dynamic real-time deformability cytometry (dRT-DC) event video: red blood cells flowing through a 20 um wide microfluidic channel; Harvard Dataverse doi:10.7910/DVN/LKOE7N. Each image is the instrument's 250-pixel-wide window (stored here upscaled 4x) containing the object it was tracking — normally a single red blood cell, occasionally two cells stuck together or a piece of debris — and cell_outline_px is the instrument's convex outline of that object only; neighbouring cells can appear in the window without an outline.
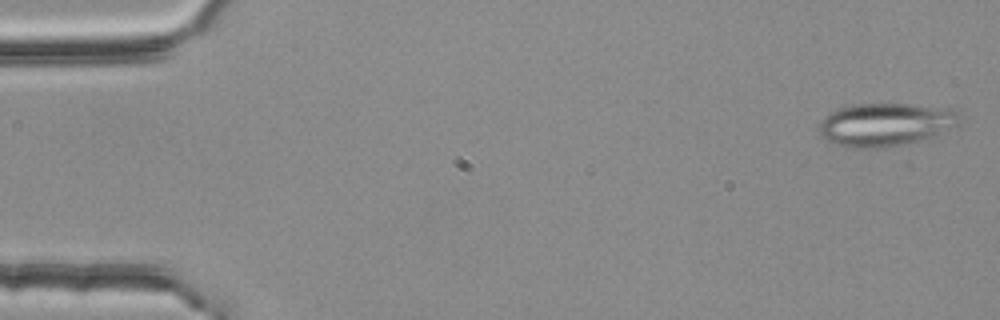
{"species": "common noctule bat (a hibernating species)", "species_latin": "Nyctalus noctula", "temperature_condition": "room temperature", "stored_images_in_passage": 5, "segment_of_instrument_passage": [1, 2], "camera_frame_rate_fps": 3000, "um_per_image_px": 0.085, "animal": {"sex": "female", "body_mass_g": 25.1}, "frame": {"image": 1, "passage_image": 1, "time_ms": 0.0, "image_size_px": [1000, 320], "cell_outline_px": [[960, 124], [932, 136], [908, 144], [876, 148], [852, 148], [832, 144], [820, 136], [820, 120], [824, 116], [840, 108], [852, 104], [912, 104], [948, 108], [960, 112]], "centroid_in_image_um": [75.26, 10.59], "position_along_channel_um": 9.7, "area_um2": 35.49}}